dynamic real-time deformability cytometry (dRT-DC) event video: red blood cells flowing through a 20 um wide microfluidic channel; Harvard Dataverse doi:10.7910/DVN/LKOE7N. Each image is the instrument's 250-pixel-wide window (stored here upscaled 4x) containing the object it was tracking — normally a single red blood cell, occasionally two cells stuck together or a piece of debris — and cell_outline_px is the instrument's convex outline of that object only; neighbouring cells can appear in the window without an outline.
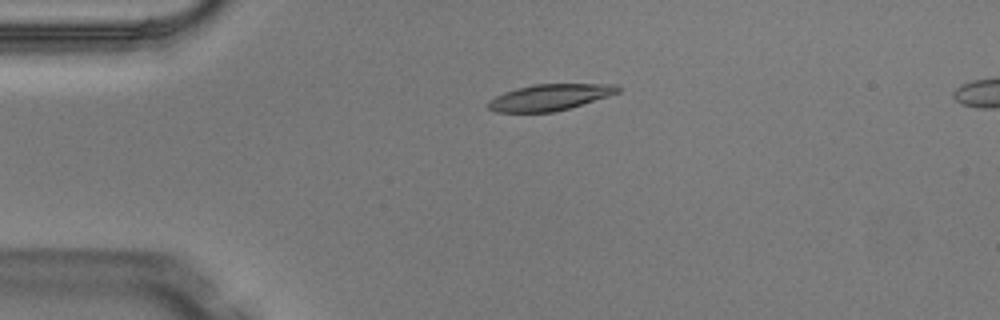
{"species": "Egyptian fruit bat (a non-hibernating species)", "species_latin": "Rousettus aegyptiacus", "temperature_condition": "warm", "stored_images_in_passage": 4, "camera_frame_rate_fps": 3000, "um_per_image_px": 0.085, "animal": {"sex": "male"}, "frame": {"image": 1, "passage_image": 1, "time_ms": 0.0, "image_size_px": [1000, 320], "cell_outline_px": [[620, 92], [608, 96], [568, 108], [552, 112], [496, 112], [488, 108], [488, 100], [504, 92], [536, 84], [616, 84], [620, 88]], "centroid_in_image_um": [46.72, 8.27], "position_along_channel_um": 38.3, "area_um2": 19.54}}